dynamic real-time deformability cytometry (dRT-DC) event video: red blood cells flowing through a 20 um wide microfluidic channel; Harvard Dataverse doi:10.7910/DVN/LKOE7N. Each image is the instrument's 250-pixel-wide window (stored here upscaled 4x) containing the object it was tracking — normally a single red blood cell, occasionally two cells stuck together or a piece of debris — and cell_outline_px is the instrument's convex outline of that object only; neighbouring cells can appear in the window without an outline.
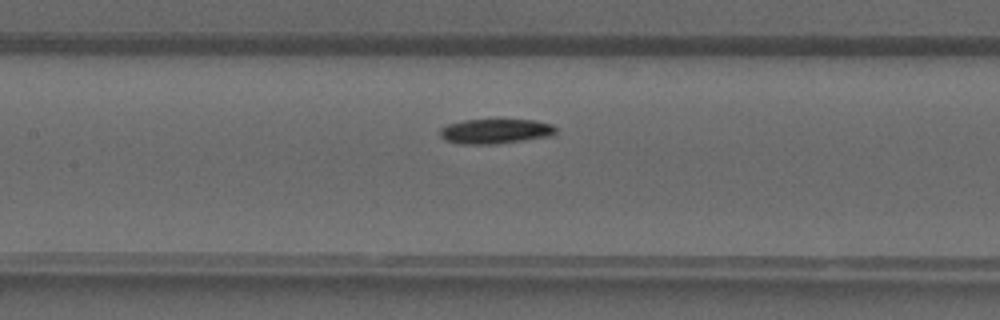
{"species": "common noctule bat (a hibernating species)", "species_latin": "Nyctalus noctula", "temperature_condition": "warm", "stored_images_in_passage": 33, "camera_frame_rate_fps": 3000, "um_per_image_px": 0.085, "animal": {"sex": "male", "forearm_length_mm": 52.5}, "frame": {"image": 1, "passage_image": 15, "time_ms": 4.667, "image_size_px": [1000, 320], "cell_outline_px": [[556, 132], [552, 136], [496, 144], [460, 144], [448, 140], [440, 136], [440, 128], [448, 124], [464, 120], [536, 120], [552, 124], [556, 128]], "centroid_in_image_um": [42.13, 11.16], "position_along_channel_um": 165.3, "area_um2": 16.7}}
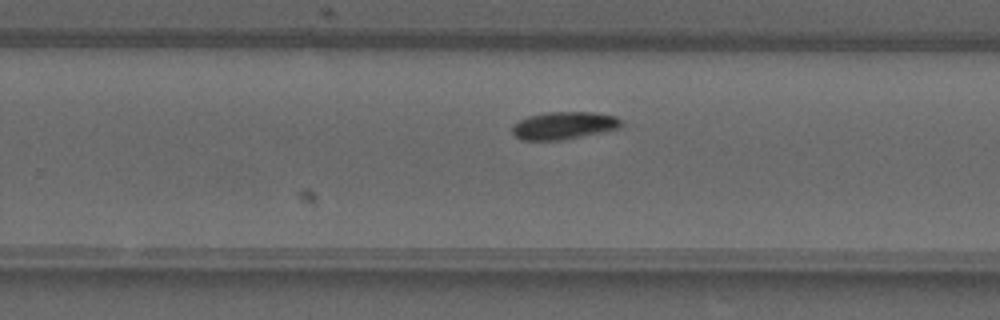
{"frame": {"image": 2, "passage_image": 22, "time_ms": 7.0, "image_size_px": [1000, 320], "cell_outline_px": [[624, 124], [620, 128], [560, 140], [520, 140], [512, 132], [512, 124], [528, 116], [544, 112], [596, 112], [616, 116]], "centroid_in_image_um": [47.91, 10.65], "position_along_channel_um": 281.9, "area_um2": 17.51}}
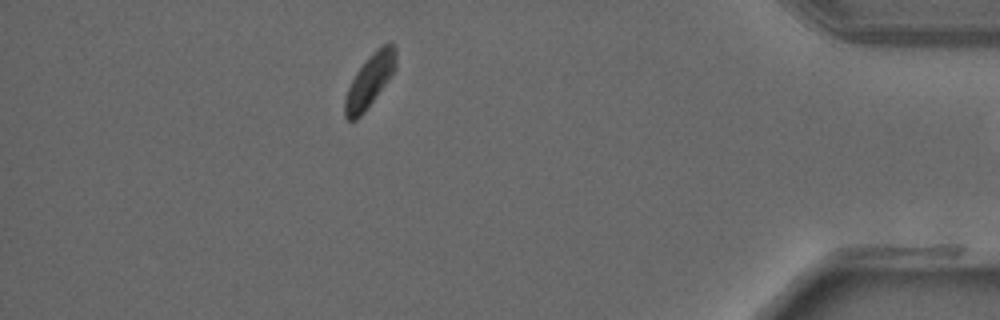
{"frame": {"image": 3, "passage_image": 32, "time_ms": 10.333, "image_size_px": [1000, 320], "cell_outline_px": [[396, 68], [364, 112], [356, 120], [348, 120], [344, 116], [344, 100], [348, 88], [356, 72], [368, 56], [376, 48], [384, 44], [392, 44], [396, 48]], "centroid_in_image_um": [31.41, 6.85], "position_along_channel_um": 403.8, "area_um2": 15.43}}